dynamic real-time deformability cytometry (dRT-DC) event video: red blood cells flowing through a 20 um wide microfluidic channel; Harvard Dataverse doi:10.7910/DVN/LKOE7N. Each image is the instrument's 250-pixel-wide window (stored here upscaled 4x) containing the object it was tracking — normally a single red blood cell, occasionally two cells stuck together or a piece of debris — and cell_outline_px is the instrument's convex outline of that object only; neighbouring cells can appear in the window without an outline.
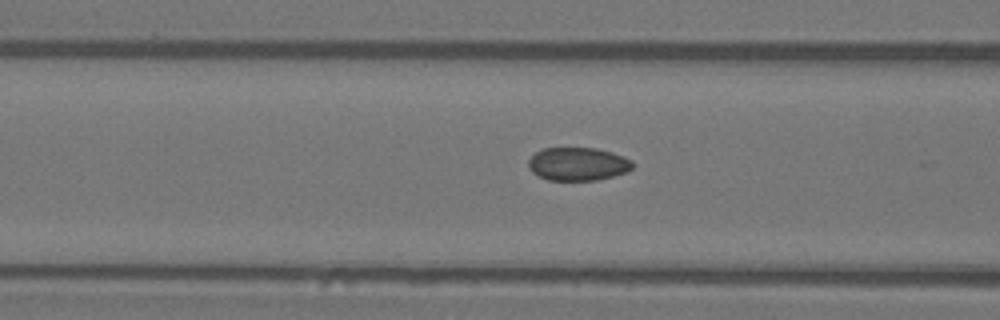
{"species": "Egyptian fruit bat (a non-hibernating species)", "species_latin": "Rousettus aegyptiacus", "temperature_condition": "warm", "stored_images_in_passage": 34, "camera_frame_rate_fps": 3000, "um_per_image_px": 0.085, "animal": {"sex": "female"}, "frame": {"image": 1, "passage_image": 13, "time_ms": 4.0, "image_size_px": [1000, 320], "cell_outline_px": [[636, 164], [628, 172], [596, 180], [548, 180], [532, 172], [528, 168], [528, 160], [536, 152], [544, 148], [596, 148], [612, 152], [624, 156], [632, 160]], "centroid_in_image_um": [49.15, 13.93], "position_along_channel_um": 117.4, "area_um2": 20.29}}
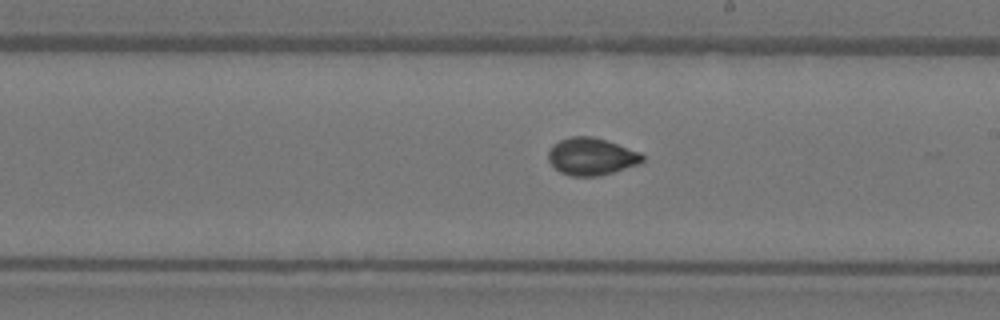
{"frame": {"image": 2, "passage_image": 22, "time_ms": 7.0, "image_size_px": [1000, 320], "cell_outline_px": [[644, 160], [640, 164], [600, 176], [572, 176], [560, 172], [548, 160], [548, 152], [552, 144], [560, 140], [572, 136], [592, 136], [640, 152], [644, 156]], "centroid_in_image_um": [50.26, 13.31], "position_along_channel_um": 238.7, "area_um2": 20.4}}
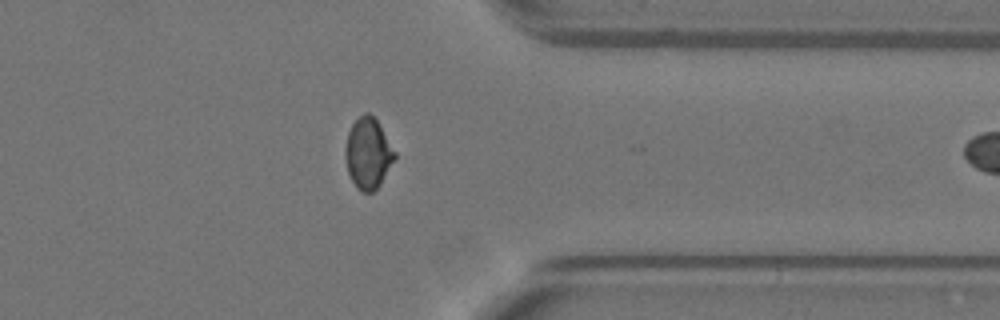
{"frame": {"image": 3, "passage_image": 33, "time_ms": 10.667, "image_size_px": [1000, 320], "cell_outline_px": [[396, 156], [380, 184], [372, 192], [364, 192], [356, 188], [348, 172], [344, 152], [344, 148], [348, 132], [352, 124], [364, 112], [368, 112], [376, 120], [396, 152]], "centroid_in_image_um": [31.26, 13.03], "position_along_channel_um": 380.1, "area_um2": 20.11}}